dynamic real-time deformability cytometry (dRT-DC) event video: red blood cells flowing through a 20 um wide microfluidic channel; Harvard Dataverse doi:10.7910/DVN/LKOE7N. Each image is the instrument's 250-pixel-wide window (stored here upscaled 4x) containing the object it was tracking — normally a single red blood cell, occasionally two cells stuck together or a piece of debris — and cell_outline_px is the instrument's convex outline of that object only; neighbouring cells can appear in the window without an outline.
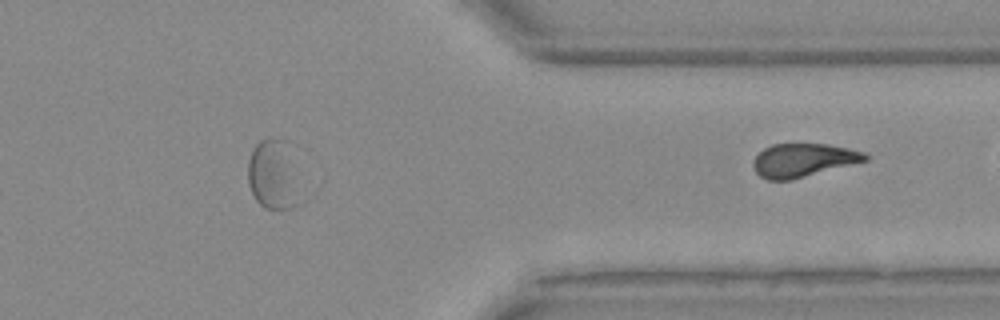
{"species": "Egyptian fruit bat (a non-hibernating species)", "species_latin": "Rousettus aegyptiacus", "temperature_condition": "warm", "stored_images_in_passage": 45, "segment_of_instrument_passage": [2, 2], "camera_frame_rate_fps": 3000, "um_per_image_px": 0.085, "animal": {"sex": "female"}, "frame": {"image": 1, "passage_image": 45, "time_ms": 14.667, "image_size_px": [1000, 320], "cell_outline_px": [[868, 160], [792, 180], [768, 180], [760, 176], [756, 172], [752, 164], [752, 160], [764, 148], [772, 144], [828, 144], [848, 148], [864, 152], [868, 156]], "centroid_in_image_um": [68.26, 13.62], "position_along_channel_um": 343.1, "area_um2": 21.79}}